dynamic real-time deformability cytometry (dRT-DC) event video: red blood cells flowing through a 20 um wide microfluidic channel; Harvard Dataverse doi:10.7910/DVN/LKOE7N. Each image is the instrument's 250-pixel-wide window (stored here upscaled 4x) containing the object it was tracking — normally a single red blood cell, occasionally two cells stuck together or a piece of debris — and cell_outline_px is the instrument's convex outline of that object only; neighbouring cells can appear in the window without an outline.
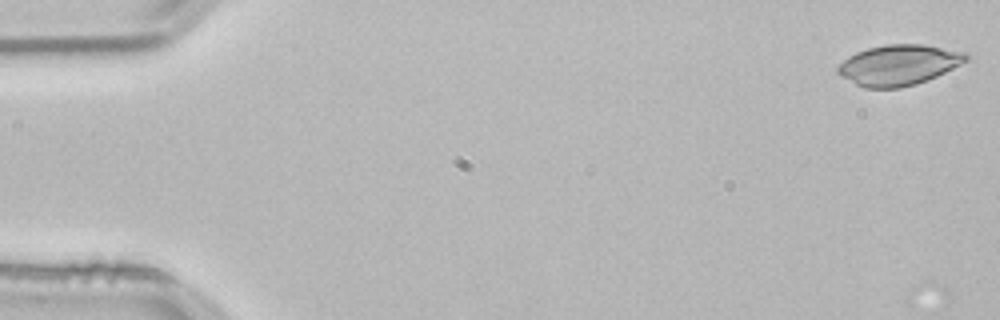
{"species": "common noctule bat (a hibernating species)", "species_latin": "Nyctalus noctula", "temperature_condition": "room temperature", "stored_images_in_passage": 3, "camera_frame_rate_fps": 3000, "um_per_image_px": 0.085, "animal": {"sex": "male", "body_mass_g": 21.5, "forearm_length_mm": 52.0}, "frame": {"image": 1, "passage_image": 1, "time_ms": 0.0, "image_size_px": [1000, 320], "cell_outline_px": [[972, 56], [968, 60], [936, 76], [916, 84], [900, 88], [864, 88], [856, 84], [836, 72], [836, 68], [848, 56], [856, 52], [868, 48], [884, 44], [924, 44], [968, 52]], "centroid_in_image_um": [76.42, 5.51], "position_along_channel_um": 8.6, "area_um2": 30.35}}